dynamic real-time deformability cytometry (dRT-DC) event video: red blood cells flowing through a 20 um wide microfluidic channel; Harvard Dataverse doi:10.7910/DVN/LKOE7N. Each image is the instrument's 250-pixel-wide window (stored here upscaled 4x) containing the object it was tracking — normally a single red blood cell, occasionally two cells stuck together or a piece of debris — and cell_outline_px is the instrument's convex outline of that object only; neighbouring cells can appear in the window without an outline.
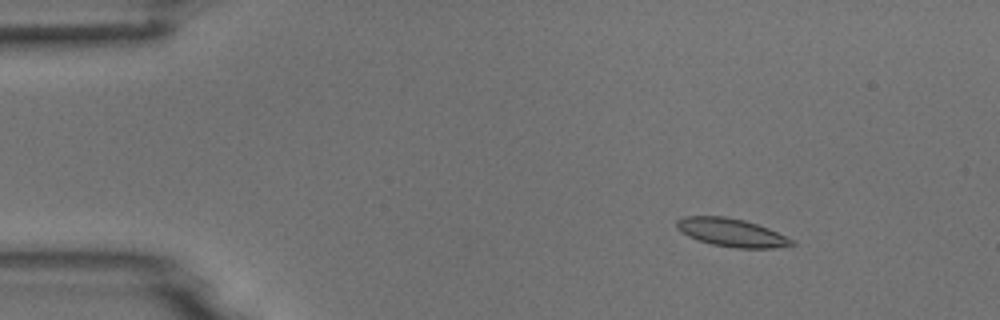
{"species": "common noctule bat (a hibernating species)", "species_latin": "Nyctalus noctula", "temperature_condition": "room temperature", "stored_images_in_passage": 20, "camera_frame_rate_fps": 3000, "um_per_image_px": 0.085, "animal": {"sex": "male", "body_mass_g": 18.8}, "frame": {"image": 1, "passage_image": 8, "time_ms": 2.333, "image_size_px": [1000, 320], "cell_outline_px": [[796, 244], [776, 248], [736, 248], [712, 244], [688, 236], [680, 232], [676, 228], [676, 220], [684, 216], [724, 216], [744, 220], [768, 228], [796, 240]], "centroid_in_image_um": [62.19, 19.76], "position_along_channel_um": 22.8, "area_um2": 18.96}}
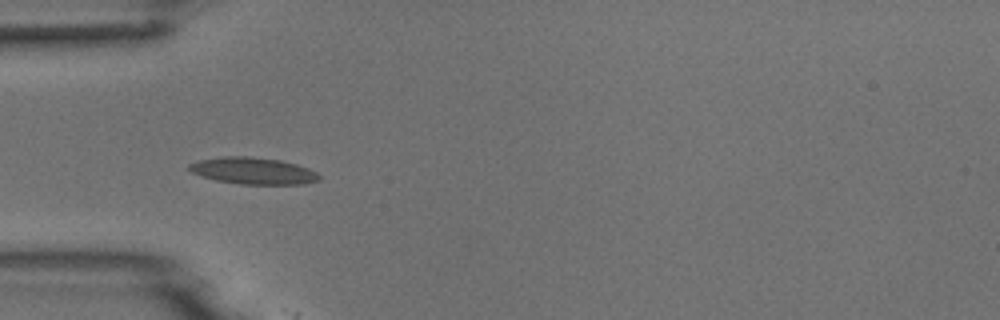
{"frame": {"image": 2, "passage_image": 17, "time_ms": 5.333, "image_size_px": [1000, 320], "cell_outline_px": [[320, 180], [304, 184], [240, 184], [216, 180], [200, 176], [184, 168], [188, 164], [196, 160], [224, 156], [248, 156], [280, 160], [296, 164], [308, 168], [316, 172], [320, 176]], "centroid_in_image_um": [21.46, 14.51], "position_along_channel_um": 63.5, "area_um2": 20.46}}